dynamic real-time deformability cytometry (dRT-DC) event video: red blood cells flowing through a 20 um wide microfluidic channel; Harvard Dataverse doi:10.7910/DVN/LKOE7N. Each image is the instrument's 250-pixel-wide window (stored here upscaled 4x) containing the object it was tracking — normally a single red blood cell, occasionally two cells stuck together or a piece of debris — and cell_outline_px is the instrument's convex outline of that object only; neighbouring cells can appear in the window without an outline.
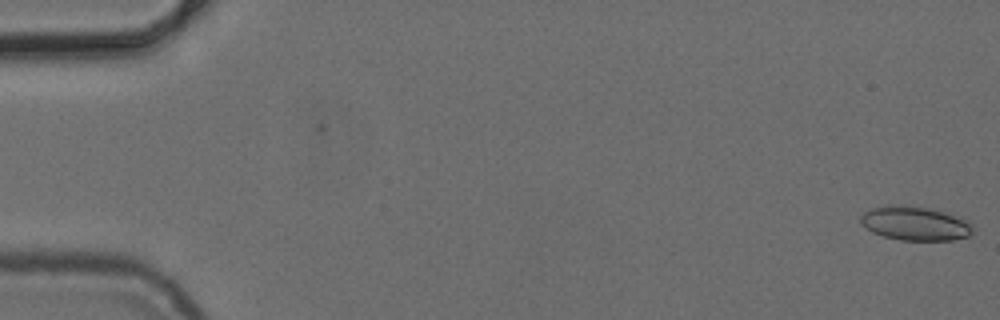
{"species": "common noctule bat (a hibernating species)", "species_latin": "Nyctalus noctula", "temperature_condition": "cold", "stored_images_in_passage": 4, "camera_frame_rate_fps": 3000, "um_per_image_px": 0.085, "animal": {"sex": "female", "body_mass_g": 24.6, "forearm_length_mm": 56.2}, "frame": {"image": 1, "passage_image": 1, "time_ms": 0.0, "image_size_px": [1000, 320], "cell_outline_px": [[972, 232], [968, 236], [952, 240], [900, 240], [884, 236], [872, 232], [864, 228], [860, 224], [860, 216], [864, 212], [872, 208], [900, 204], [928, 208], [964, 216], [972, 224]], "centroid_in_image_um": [77.8, 18.98], "position_along_channel_um": 7.2, "area_um2": 22.54}}
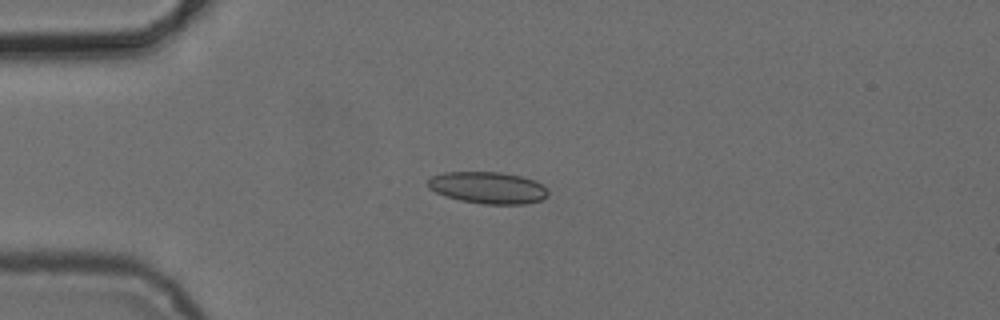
{"frame": {"image": 2, "passage_image": 4, "time_ms": 4.333, "image_size_px": [1000, 320], "cell_outline_px": [[548, 196], [540, 200], [524, 204], [484, 204], [460, 200], [444, 196], [428, 188], [428, 180], [432, 176], [444, 172], [500, 172], [520, 176], [536, 180], [544, 184], [548, 192]], "centroid_in_image_um": [41.49, 15.95], "position_along_channel_um": 43.5, "area_um2": 22.37}}